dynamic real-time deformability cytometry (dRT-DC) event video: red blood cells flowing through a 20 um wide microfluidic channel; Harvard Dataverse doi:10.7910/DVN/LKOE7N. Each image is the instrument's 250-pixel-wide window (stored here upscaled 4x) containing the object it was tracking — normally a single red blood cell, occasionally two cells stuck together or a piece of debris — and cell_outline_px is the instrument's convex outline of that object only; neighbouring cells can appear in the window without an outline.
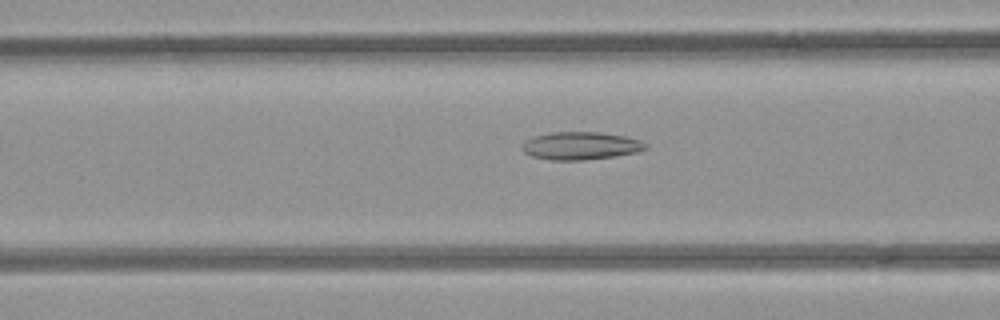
{"species": "common noctule bat (a hibernating species)", "species_latin": "Nyctalus noctula", "temperature_condition": "room temperature", "stored_images_in_passage": 53, "camera_frame_rate_fps": 3000, "um_per_image_px": 0.085, "animal": {"sex": "female", "body_mass_g": 21.9}, "frame": {"image": 1, "passage_image": 21, "time_ms": 6.667, "image_size_px": [1000, 320], "cell_outline_px": [[648, 148], [640, 152], [616, 156], [584, 160], [552, 160], [532, 156], [524, 152], [520, 148], [520, 144], [524, 140], [536, 136], [552, 132], [600, 132], [624, 136], [640, 140], [648, 144]], "centroid_in_image_um": [49.37, 12.39], "position_along_channel_um": 117.2, "area_um2": 20.23}}
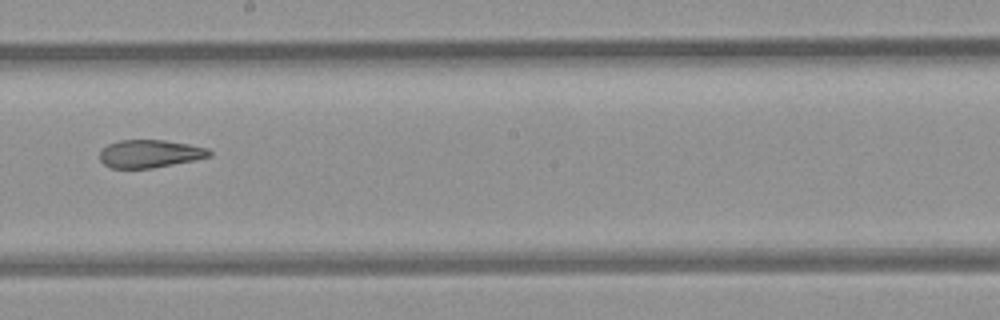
{"frame": {"image": 2, "passage_image": 30, "time_ms": 9.667, "image_size_px": [1000, 320], "cell_outline_px": [[212, 156], [152, 168], [112, 168], [104, 164], [100, 160], [100, 148], [108, 144], [120, 140], [164, 140], [188, 144], [208, 148], [212, 152]], "centroid_in_image_um": [12.71, 13.06], "position_along_channel_um": 235.5, "area_um2": 17.74}}
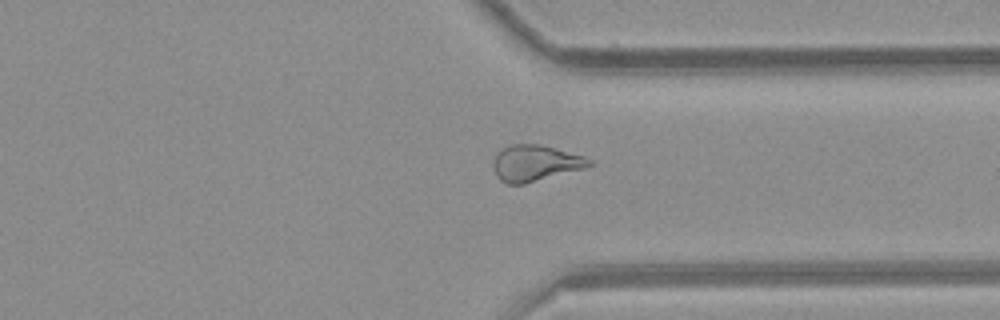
{"frame": {"image": 3, "passage_image": 40, "time_ms": 13.0, "image_size_px": [1000, 320], "cell_outline_px": [[592, 164], [584, 168], [524, 184], [508, 184], [500, 180], [496, 176], [496, 156], [508, 144], [540, 144], [556, 148], [584, 156], [592, 160]], "centroid_in_image_um": [45.54, 13.86], "position_along_channel_um": 365.9, "area_um2": 19.77}, "authors_computed_cell_mechanics": {"area_um2": 21.6172, "velocity_mm_per_s": 3.9301, "shape_relaxation_time_tau1_ms": null, "shape_relaxation_time_tau2_ms": 3.038, "deformation_change_tau1": null, "deformation_change_tau2": 0.1056}}